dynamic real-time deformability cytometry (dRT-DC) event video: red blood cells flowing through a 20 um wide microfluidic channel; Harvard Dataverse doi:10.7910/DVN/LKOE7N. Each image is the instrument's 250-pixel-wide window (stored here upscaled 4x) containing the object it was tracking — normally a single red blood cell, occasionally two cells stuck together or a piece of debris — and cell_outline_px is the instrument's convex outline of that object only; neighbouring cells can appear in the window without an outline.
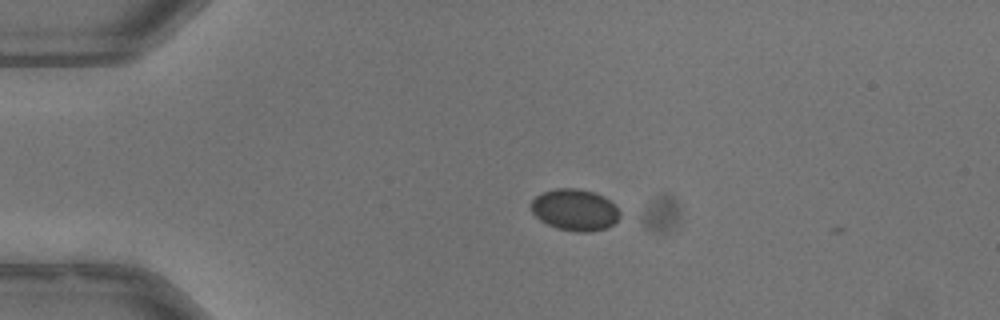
{"species": "common noctule bat (a hibernating species)", "species_latin": "Nyctalus noctula", "temperature_condition": "warm", "stored_images_in_passage": 3, "camera_frame_rate_fps": 3000, "um_per_image_px": 0.085, "animal": {"sex": "male", "body_mass_g": 13.3}, "frame": {"image": 1, "passage_image": 1, "time_ms": 0.0, "image_size_px": [1000, 320], "cell_outline_px": [[620, 216], [608, 228], [588, 232], [576, 232], [556, 228], [540, 220], [532, 212], [528, 204], [536, 196], [544, 192], [556, 188], [576, 188], [596, 192], [604, 196], [616, 204], [620, 212]], "centroid_in_image_um": [48.87, 17.83], "position_along_channel_um": 36.1, "area_um2": 21.79}}